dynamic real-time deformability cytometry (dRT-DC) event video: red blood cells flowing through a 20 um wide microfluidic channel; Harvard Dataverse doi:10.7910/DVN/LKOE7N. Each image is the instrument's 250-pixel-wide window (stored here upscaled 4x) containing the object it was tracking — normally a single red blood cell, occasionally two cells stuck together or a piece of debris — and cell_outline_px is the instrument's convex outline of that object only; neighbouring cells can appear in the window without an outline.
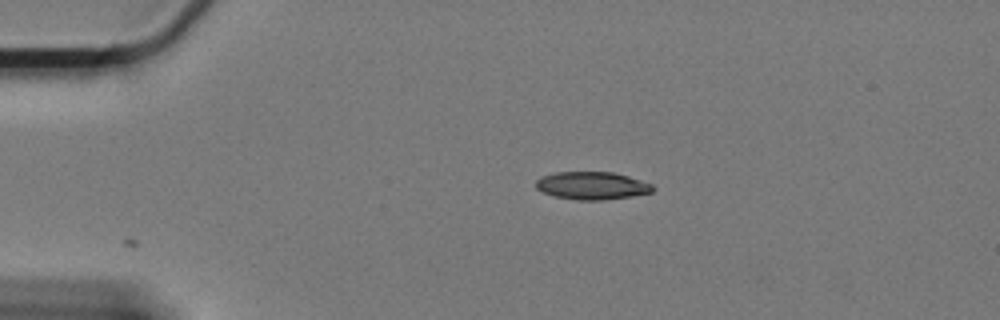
{"species": "Egyptian fruit bat (a non-hibernating species)", "species_latin": "Rousettus aegyptiacus", "temperature_condition": "cold", "stored_images_in_passage": 4, "camera_frame_rate_fps": 3000, "um_per_image_px": 0.085, "animal": {"sex": "female"}, "frame": {"image": 1, "passage_image": 1, "time_ms": 0.0, "image_size_px": [1000, 320], "cell_outline_px": [[656, 188], [652, 192], [632, 196], [604, 200], [576, 200], [552, 196], [536, 188], [536, 180], [544, 176], [556, 172], [612, 172], [628, 176], [652, 184]], "centroid_in_image_um": [50.34, 15.79], "position_along_channel_um": 34.7, "area_um2": 18.9}}